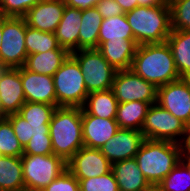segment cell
Listing matches in <instances>:
<instances>
[{"mask_svg": "<svg viewBox=\"0 0 190 191\" xmlns=\"http://www.w3.org/2000/svg\"><path fill=\"white\" fill-rule=\"evenodd\" d=\"M130 69L157 88L180 79L167 42L138 45Z\"/></svg>", "mask_w": 190, "mask_h": 191, "instance_id": "1", "label": "cell"}, {"mask_svg": "<svg viewBox=\"0 0 190 191\" xmlns=\"http://www.w3.org/2000/svg\"><path fill=\"white\" fill-rule=\"evenodd\" d=\"M53 153L66 163L82 147V108L58 106L49 123Z\"/></svg>", "mask_w": 190, "mask_h": 191, "instance_id": "2", "label": "cell"}, {"mask_svg": "<svg viewBox=\"0 0 190 191\" xmlns=\"http://www.w3.org/2000/svg\"><path fill=\"white\" fill-rule=\"evenodd\" d=\"M182 145L144 139L134 159L150 185H158L180 162Z\"/></svg>", "mask_w": 190, "mask_h": 191, "instance_id": "3", "label": "cell"}, {"mask_svg": "<svg viewBox=\"0 0 190 191\" xmlns=\"http://www.w3.org/2000/svg\"><path fill=\"white\" fill-rule=\"evenodd\" d=\"M125 16L138 45L164 43L171 33L170 5L137 6Z\"/></svg>", "mask_w": 190, "mask_h": 191, "instance_id": "4", "label": "cell"}, {"mask_svg": "<svg viewBox=\"0 0 190 191\" xmlns=\"http://www.w3.org/2000/svg\"><path fill=\"white\" fill-rule=\"evenodd\" d=\"M52 77L56 93V106H83L89 93L81 68L71 54Z\"/></svg>", "mask_w": 190, "mask_h": 191, "instance_id": "5", "label": "cell"}, {"mask_svg": "<svg viewBox=\"0 0 190 191\" xmlns=\"http://www.w3.org/2000/svg\"><path fill=\"white\" fill-rule=\"evenodd\" d=\"M189 127L159 104H151L141 127L145 139L169 141L182 145Z\"/></svg>", "mask_w": 190, "mask_h": 191, "instance_id": "6", "label": "cell"}, {"mask_svg": "<svg viewBox=\"0 0 190 191\" xmlns=\"http://www.w3.org/2000/svg\"><path fill=\"white\" fill-rule=\"evenodd\" d=\"M21 160L27 190L41 191L67 169V163L55 154H23Z\"/></svg>", "mask_w": 190, "mask_h": 191, "instance_id": "7", "label": "cell"}, {"mask_svg": "<svg viewBox=\"0 0 190 191\" xmlns=\"http://www.w3.org/2000/svg\"><path fill=\"white\" fill-rule=\"evenodd\" d=\"M71 55L81 68L88 93L111 89L116 70L97 49H80Z\"/></svg>", "mask_w": 190, "mask_h": 191, "instance_id": "8", "label": "cell"}, {"mask_svg": "<svg viewBox=\"0 0 190 191\" xmlns=\"http://www.w3.org/2000/svg\"><path fill=\"white\" fill-rule=\"evenodd\" d=\"M0 60L10 68L25 65L27 51L25 46L26 21L24 17H4L2 28Z\"/></svg>", "mask_w": 190, "mask_h": 191, "instance_id": "9", "label": "cell"}, {"mask_svg": "<svg viewBox=\"0 0 190 191\" xmlns=\"http://www.w3.org/2000/svg\"><path fill=\"white\" fill-rule=\"evenodd\" d=\"M111 90L118 103L142 101L157 103L158 88L131 69L116 71Z\"/></svg>", "mask_w": 190, "mask_h": 191, "instance_id": "10", "label": "cell"}, {"mask_svg": "<svg viewBox=\"0 0 190 191\" xmlns=\"http://www.w3.org/2000/svg\"><path fill=\"white\" fill-rule=\"evenodd\" d=\"M157 104L190 128V78H180L158 87Z\"/></svg>", "mask_w": 190, "mask_h": 191, "instance_id": "11", "label": "cell"}, {"mask_svg": "<svg viewBox=\"0 0 190 191\" xmlns=\"http://www.w3.org/2000/svg\"><path fill=\"white\" fill-rule=\"evenodd\" d=\"M67 169L77 179H86L111 172L112 163L100 149L82 147L67 162Z\"/></svg>", "mask_w": 190, "mask_h": 191, "instance_id": "12", "label": "cell"}, {"mask_svg": "<svg viewBox=\"0 0 190 191\" xmlns=\"http://www.w3.org/2000/svg\"><path fill=\"white\" fill-rule=\"evenodd\" d=\"M144 139L139 130L120 128L99 149L111 163L132 159L137 154Z\"/></svg>", "mask_w": 190, "mask_h": 191, "instance_id": "13", "label": "cell"}, {"mask_svg": "<svg viewBox=\"0 0 190 191\" xmlns=\"http://www.w3.org/2000/svg\"><path fill=\"white\" fill-rule=\"evenodd\" d=\"M65 6L63 0H43L29 9L24 19L31 28L54 33L62 19Z\"/></svg>", "mask_w": 190, "mask_h": 191, "instance_id": "14", "label": "cell"}, {"mask_svg": "<svg viewBox=\"0 0 190 191\" xmlns=\"http://www.w3.org/2000/svg\"><path fill=\"white\" fill-rule=\"evenodd\" d=\"M20 78L26 102L46 103L56 106L53 77L37 74L20 67Z\"/></svg>", "mask_w": 190, "mask_h": 191, "instance_id": "15", "label": "cell"}, {"mask_svg": "<svg viewBox=\"0 0 190 191\" xmlns=\"http://www.w3.org/2000/svg\"><path fill=\"white\" fill-rule=\"evenodd\" d=\"M116 119H107L87 114L82 109V133L84 147L99 149L119 130Z\"/></svg>", "mask_w": 190, "mask_h": 191, "instance_id": "16", "label": "cell"}, {"mask_svg": "<svg viewBox=\"0 0 190 191\" xmlns=\"http://www.w3.org/2000/svg\"><path fill=\"white\" fill-rule=\"evenodd\" d=\"M26 102L22 81L20 78V67L10 68L0 77V108L7 116L18 113Z\"/></svg>", "mask_w": 190, "mask_h": 191, "instance_id": "17", "label": "cell"}, {"mask_svg": "<svg viewBox=\"0 0 190 191\" xmlns=\"http://www.w3.org/2000/svg\"><path fill=\"white\" fill-rule=\"evenodd\" d=\"M82 10L65 6L62 19L54 34L60 47L70 53L79 50V31L81 28Z\"/></svg>", "mask_w": 190, "mask_h": 191, "instance_id": "18", "label": "cell"}, {"mask_svg": "<svg viewBox=\"0 0 190 191\" xmlns=\"http://www.w3.org/2000/svg\"><path fill=\"white\" fill-rule=\"evenodd\" d=\"M111 171L119 191H144L151 186L134 158L112 163Z\"/></svg>", "mask_w": 190, "mask_h": 191, "instance_id": "19", "label": "cell"}, {"mask_svg": "<svg viewBox=\"0 0 190 191\" xmlns=\"http://www.w3.org/2000/svg\"><path fill=\"white\" fill-rule=\"evenodd\" d=\"M138 44L135 40L106 41L97 50L105 60L116 70L131 68Z\"/></svg>", "mask_w": 190, "mask_h": 191, "instance_id": "20", "label": "cell"}, {"mask_svg": "<svg viewBox=\"0 0 190 191\" xmlns=\"http://www.w3.org/2000/svg\"><path fill=\"white\" fill-rule=\"evenodd\" d=\"M70 54L67 49L60 46L45 53L30 54L27 55L24 67L37 74L53 76Z\"/></svg>", "mask_w": 190, "mask_h": 191, "instance_id": "21", "label": "cell"}, {"mask_svg": "<svg viewBox=\"0 0 190 191\" xmlns=\"http://www.w3.org/2000/svg\"><path fill=\"white\" fill-rule=\"evenodd\" d=\"M166 42L180 78H190V31L171 30Z\"/></svg>", "mask_w": 190, "mask_h": 191, "instance_id": "22", "label": "cell"}, {"mask_svg": "<svg viewBox=\"0 0 190 191\" xmlns=\"http://www.w3.org/2000/svg\"><path fill=\"white\" fill-rule=\"evenodd\" d=\"M118 101L111 89L89 93L81 107L87 114L96 117L116 119Z\"/></svg>", "mask_w": 190, "mask_h": 191, "instance_id": "23", "label": "cell"}, {"mask_svg": "<svg viewBox=\"0 0 190 191\" xmlns=\"http://www.w3.org/2000/svg\"><path fill=\"white\" fill-rule=\"evenodd\" d=\"M25 183L21 157L0 155V191H22Z\"/></svg>", "mask_w": 190, "mask_h": 191, "instance_id": "24", "label": "cell"}, {"mask_svg": "<svg viewBox=\"0 0 190 191\" xmlns=\"http://www.w3.org/2000/svg\"><path fill=\"white\" fill-rule=\"evenodd\" d=\"M81 28L79 31V50L97 49L98 36L103 17L96 7L82 10Z\"/></svg>", "mask_w": 190, "mask_h": 191, "instance_id": "25", "label": "cell"}, {"mask_svg": "<svg viewBox=\"0 0 190 191\" xmlns=\"http://www.w3.org/2000/svg\"><path fill=\"white\" fill-rule=\"evenodd\" d=\"M150 104L142 101L118 103L116 122L119 128L141 131Z\"/></svg>", "mask_w": 190, "mask_h": 191, "instance_id": "26", "label": "cell"}, {"mask_svg": "<svg viewBox=\"0 0 190 191\" xmlns=\"http://www.w3.org/2000/svg\"><path fill=\"white\" fill-rule=\"evenodd\" d=\"M125 39L134 40L125 14L103 19L98 36V47L106 41H124Z\"/></svg>", "mask_w": 190, "mask_h": 191, "instance_id": "27", "label": "cell"}, {"mask_svg": "<svg viewBox=\"0 0 190 191\" xmlns=\"http://www.w3.org/2000/svg\"><path fill=\"white\" fill-rule=\"evenodd\" d=\"M25 46L27 55H30L55 50L59 44L54 33L39 31L26 23Z\"/></svg>", "mask_w": 190, "mask_h": 191, "instance_id": "28", "label": "cell"}, {"mask_svg": "<svg viewBox=\"0 0 190 191\" xmlns=\"http://www.w3.org/2000/svg\"><path fill=\"white\" fill-rule=\"evenodd\" d=\"M57 107L46 103L25 102L18 114L29 124H49Z\"/></svg>", "mask_w": 190, "mask_h": 191, "instance_id": "29", "label": "cell"}, {"mask_svg": "<svg viewBox=\"0 0 190 191\" xmlns=\"http://www.w3.org/2000/svg\"><path fill=\"white\" fill-rule=\"evenodd\" d=\"M0 155L21 157L23 146L16 137L10 121L4 117L0 119Z\"/></svg>", "mask_w": 190, "mask_h": 191, "instance_id": "30", "label": "cell"}, {"mask_svg": "<svg viewBox=\"0 0 190 191\" xmlns=\"http://www.w3.org/2000/svg\"><path fill=\"white\" fill-rule=\"evenodd\" d=\"M162 191H190V173L180 161L157 185Z\"/></svg>", "mask_w": 190, "mask_h": 191, "instance_id": "31", "label": "cell"}, {"mask_svg": "<svg viewBox=\"0 0 190 191\" xmlns=\"http://www.w3.org/2000/svg\"><path fill=\"white\" fill-rule=\"evenodd\" d=\"M171 30L190 31V0H169Z\"/></svg>", "mask_w": 190, "mask_h": 191, "instance_id": "32", "label": "cell"}, {"mask_svg": "<svg viewBox=\"0 0 190 191\" xmlns=\"http://www.w3.org/2000/svg\"><path fill=\"white\" fill-rule=\"evenodd\" d=\"M80 191H119L113 172L98 177L77 179Z\"/></svg>", "mask_w": 190, "mask_h": 191, "instance_id": "33", "label": "cell"}, {"mask_svg": "<svg viewBox=\"0 0 190 191\" xmlns=\"http://www.w3.org/2000/svg\"><path fill=\"white\" fill-rule=\"evenodd\" d=\"M43 0H0V16L24 17L29 9Z\"/></svg>", "mask_w": 190, "mask_h": 191, "instance_id": "34", "label": "cell"}, {"mask_svg": "<svg viewBox=\"0 0 190 191\" xmlns=\"http://www.w3.org/2000/svg\"><path fill=\"white\" fill-rule=\"evenodd\" d=\"M23 154L50 155L53 153L50 135L32 136L23 148Z\"/></svg>", "mask_w": 190, "mask_h": 191, "instance_id": "35", "label": "cell"}, {"mask_svg": "<svg viewBox=\"0 0 190 191\" xmlns=\"http://www.w3.org/2000/svg\"><path fill=\"white\" fill-rule=\"evenodd\" d=\"M41 191H80L79 181L66 169Z\"/></svg>", "mask_w": 190, "mask_h": 191, "instance_id": "36", "label": "cell"}, {"mask_svg": "<svg viewBox=\"0 0 190 191\" xmlns=\"http://www.w3.org/2000/svg\"><path fill=\"white\" fill-rule=\"evenodd\" d=\"M6 118L10 121L16 137L24 148L31 139L28 121H26L18 113L7 115Z\"/></svg>", "mask_w": 190, "mask_h": 191, "instance_id": "37", "label": "cell"}, {"mask_svg": "<svg viewBox=\"0 0 190 191\" xmlns=\"http://www.w3.org/2000/svg\"><path fill=\"white\" fill-rule=\"evenodd\" d=\"M103 19L125 14L115 0H100L96 6Z\"/></svg>", "mask_w": 190, "mask_h": 191, "instance_id": "38", "label": "cell"}, {"mask_svg": "<svg viewBox=\"0 0 190 191\" xmlns=\"http://www.w3.org/2000/svg\"><path fill=\"white\" fill-rule=\"evenodd\" d=\"M99 1L100 0H65V4L80 10H86L95 7Z\"/></svg>", "mask_w": 190, "mask_h": 191, "instance_id": "39", "label": "cell"}, {"mask_svg": "<svg viewBox=\"0 0 190 191\" xmlns=\"http://www.w3.org/2000/svg\"><path fill=\"white\" fill-rule=\"evenodd\" d=\"M30 137L49 135V124H29Z\"/></svg>", "mask_w": 190, "mask_h": 191, "instance_id": "40", "label": "cell"}, {"mask_svg": "<svg viewBox=\"0 0 190 191\" xmlns=\"http://www.w3.org/2000/svg\"><path fill=\"white\" fill-rule=\"evenodd\" d=\"M169 0H137V6L151 7L160 5H169Z\"/></svg>", "mask_w": 190, "mask_h": 191, "instance_id": "41", "label": "cell"}, {"mask_svg": "<svg viewBox=\"0 0 190 191\" xmlns=\"http://www.w3.org/2000/svg\"><path fill=\"white\" fill-rule=\"evenodd\" d=\"M122 8L123 12H129L137 7V0H115Z\"/></svg>", "mask_w": 190, "mask_h": 191, "instance_id": "42", "label": "cell"}, {"mask_svg": "<svg viewBox=\"0 0 190 191\" xmlns=\"http://www.w3.org/2000/svg\"><path fill=\"white\" fill-rule=\"evenodd\" d=\"M182 153L190 159V131L182 143Z\"/></svg>", "mask_w": 190, "mask_h": 191, "instance_id": "43", "label": "cell"}, {"mask_svg": "<svg viewBox=\"0 0 190 191\" xmlns=\"http://www.w3.org/2000/svg\"><path fill=\"white\" fill-rule=\"evenodd\" d=\"M9 69H10V67L5 62L0 60V77L3 74H5Z\"/></svg>", "mask_w": 190, "mask_h": 191, "instance_id": "44", "label": "cell"}, {"mask_svg": "<svg viewBox=\"0 0 190 191\" xmlns=\"http://www.w3.org/2000/svg\"><path fill=\"white\" fill-rule=\"evenodd\" d=\"M180 161L187 167L188 172L190 173V159L187 158L183 153L181 155Z\"/></svg>", "mask_w": 190, "mask_h": 191, "instance_id": "45", "label": "cell"}, {"mask_svg": "<svg viewBox=\"0 0 190 191\" xmlns=\"http://www.w3.org/2000/svg\"><path fill=\"white\" fill-rule=\"evenodd\" d=\"M2 28H3V16H0V48L2 44Z\"/></svg>", "mask_w": 190, "mask_h": 191, "instance_id": "46", "label": "cell"}, {"mask_svg": "<svg viewBox=\"0 0 190 191\" xmlns=\"http://www.w3.org/2000/svg\"><path fill=\"white\" fill-rule=\"evenodd\" d=\"M144 191H162L157 185H151L149 188H147Z\"/></svg>", "mask_w": 190, "mask_h": 191, "instance_id": "47", "label": "cell"}, {"mask_svg": "<svg viewBox=\"0 0 190 191\" xmlns=\"http://www.w3.org/2000/svg\"><path fill=\"white\" fill-rule=\"evenodd\" d=\"M4 117H6V116L2 113L1 108H0V119H2Z\"/></svg>", "mask_w": 190, "mask_h": 191, "instance_id": "48", "label": "cell"}, {"mask_svg": "<svg viewBox=\"0 0 190 191\" xmlns=\"http://www.w3.org/2000/svg\"><path fill=\"white\" fill-rule=\"evenodd\" d=\"M22 191H35V190H27V189H23Z\"/></svg>", "mask_w": 190, "mask_h": 191, "instance_id": "49", "label": "cell"}]
</instances>
